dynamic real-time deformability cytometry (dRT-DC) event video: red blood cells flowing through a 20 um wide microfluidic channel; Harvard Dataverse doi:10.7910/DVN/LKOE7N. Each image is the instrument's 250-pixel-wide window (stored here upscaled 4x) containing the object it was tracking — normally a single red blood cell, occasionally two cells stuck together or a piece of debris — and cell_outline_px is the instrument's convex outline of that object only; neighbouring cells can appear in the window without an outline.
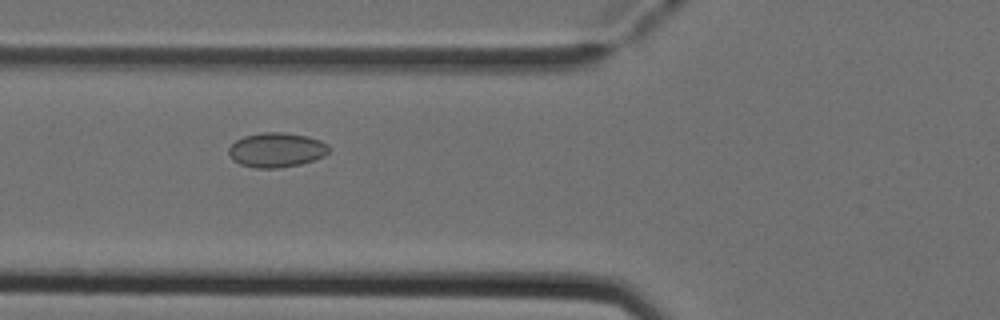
{"species": "Egyptian fruit bat (a non-hibernating species)", "species_latin": "Rousettus aegyptiacus", "temperature_condition": "cold", "stored_images_in_passage": 5, "camera_frame_rate_fps": 3000, "um_per_image_px": 0.085, "animal": {"sex": "female"}, "frame": {"image": 1, "passage_image": 3, "time_ms": 0.667, "image_size_px": [1000, 320], "cell_outline_px": [[328, 152], [324, 156], [300, 164], [280, 168], [256, 168], [240, 164], [232, 160], [228, 152], [228, 148], [236, 140], [244, 136], [260, 132], [284, 132], [308, 136], [320, 140], [328, 144]], "centroid_in_image_um": [23.48, 12.74], "position_along_channel_um": 102.3, "area_um2": 20.29}}
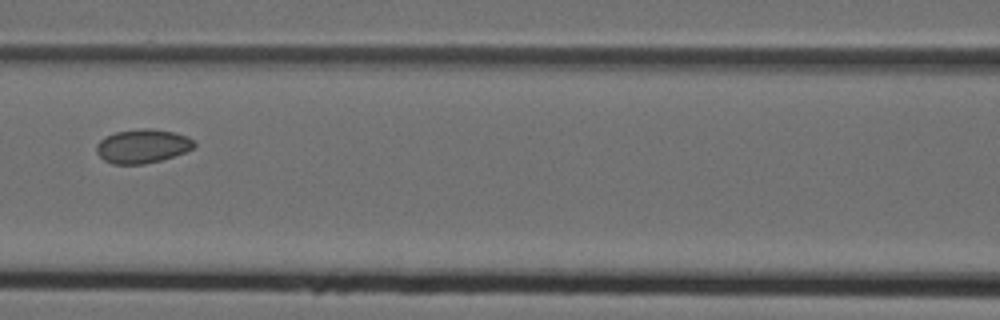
{"frame": {"image": 2, "passage_image": 4, "time_ms": 1.0, "image_size_px": [1000, 320], "cell_outline_px": [[196, 144], [192, 148], [184, 152], [160, 160], [144, 164], [112, 164], [104, 160], [96, 152], [96, 144], [100, 140], [116, 132], [140, 128], [152, 128], [176, 132], [192, 140]], "centroid_in_image_um": [12.08, 12.41], "position_along_channel_um": 154.5, "area_um2": 19.13}}
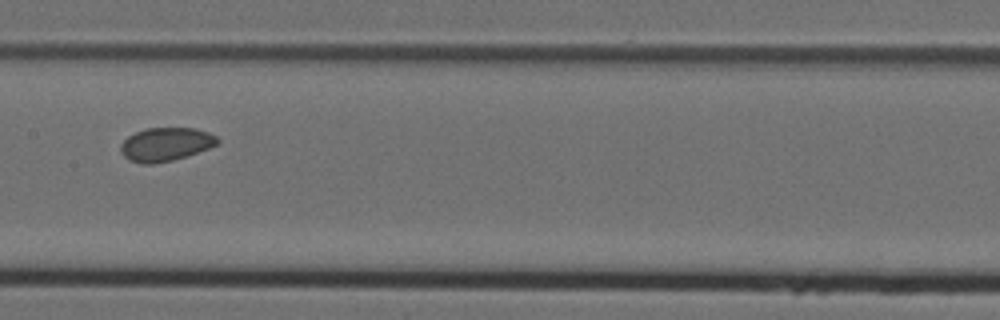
{"frame": {"image": 3, "passage_image": 5, "time_ms": 1.333, "image_size_px": [1000, 320], "cell_outline_px": [[220, 140], [216, 144], [208, 148], [172, 160], [152, 164], [144, 164], [128, 160], [120, 152], [120, 144], [128, 136], [136, 132], [148, 128], [196, 128], [208, 132], [216, 136]], "centroid_in_image_um": [14.05, 12.26], "position_along_channel_um": 193.4, "area_um2": 18.73}}